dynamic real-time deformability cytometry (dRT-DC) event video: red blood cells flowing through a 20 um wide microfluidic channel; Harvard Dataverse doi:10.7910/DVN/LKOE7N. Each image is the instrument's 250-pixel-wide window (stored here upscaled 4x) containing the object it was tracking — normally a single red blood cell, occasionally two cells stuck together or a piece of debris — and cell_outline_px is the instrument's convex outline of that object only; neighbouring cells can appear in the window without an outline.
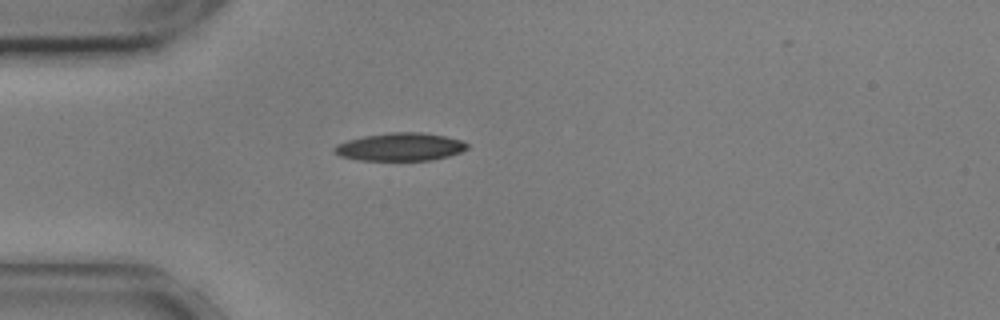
{"species": "common noctule bat (a hibernating species)", "species_latin": "Nyctalus noctula", "temperature_condition": "cold", "stored_images_in_passage": 37, "camera_frame_rate_fps": 3000, "um_per_image_px": 0.085, "animal": {"sex": "male", "body_mass_g": 17.9, "forearm_length_mm": 54.2}, "frame": {"image": 1, "passage_image": 1, "time_ms": 0.0, "image_size_px": [1000, 320], "cell_outline_px": [[468, 148], [460, 152], [448, 156], [432, 160], [356, 160], [340, 156], [332, 152], [332, 148], [336, 144], [348, 140], [364, 136], [392, 132], [420, 132], [444, 136], [460, 140], [468, 144]], "centroid_in_image_um": [33.97, 12.49], "position_along_channel_um": 51.0, "area_um2": 21.62}, "authors_computed_cell_mechanics": {"area_um2": 21.0392, "velocity_mm_per_s": 3.6104, "shape_relaxation_time_tau1_ms": 8.9484, "shape_relaxation_time_tau2_ms": 3.2778, "deformation_change_tau1": 0.214, "deformation_change_tau2": 0.0958}}